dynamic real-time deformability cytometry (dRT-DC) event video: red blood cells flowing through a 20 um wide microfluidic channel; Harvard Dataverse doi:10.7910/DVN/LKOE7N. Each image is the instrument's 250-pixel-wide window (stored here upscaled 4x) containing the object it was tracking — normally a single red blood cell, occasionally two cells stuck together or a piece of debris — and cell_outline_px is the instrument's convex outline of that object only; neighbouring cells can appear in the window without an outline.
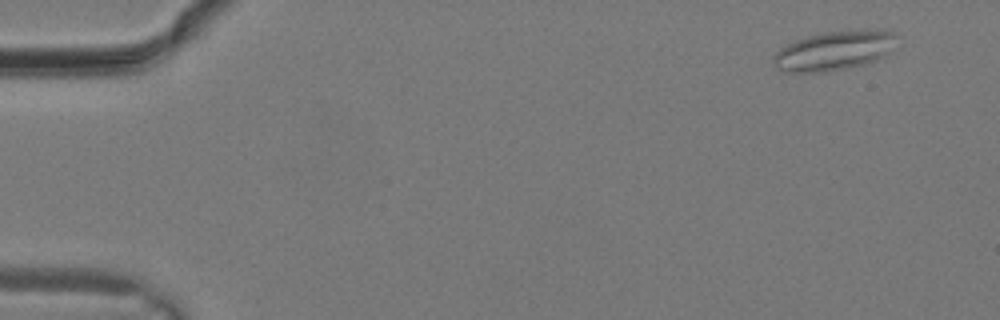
{"species": "common noctule bat (a hibernating species)", "species_latin": "Nyctalus noctula", "temperature_condition": "warm", "stored_images_in_passage": 31, "camera_frame_rate_fps": 3000, "um_per_image_px": 0.085, "animal": {"sex": "male", "body_mass_g": 19.2, "forearm_length_mm": 51.8}, "frame": {"image": 1, "passage_image": 3, "time_ms": 0.667, "image_size_px": [1000, 320], "cell_outline_px": [[896, 32], [892, 52], [876, 60], [864, 64], [828, 72], [780, 72], [776, 68], [772, 60], [772, 56], [780, 48], [796, 40], [808, 36], [824, 32], [880, 28], [888, 28]], "centroid_in_image_um": [70.94, 4.29], "position_along_channel_um": 14.1, "area_um2": 28.78}}
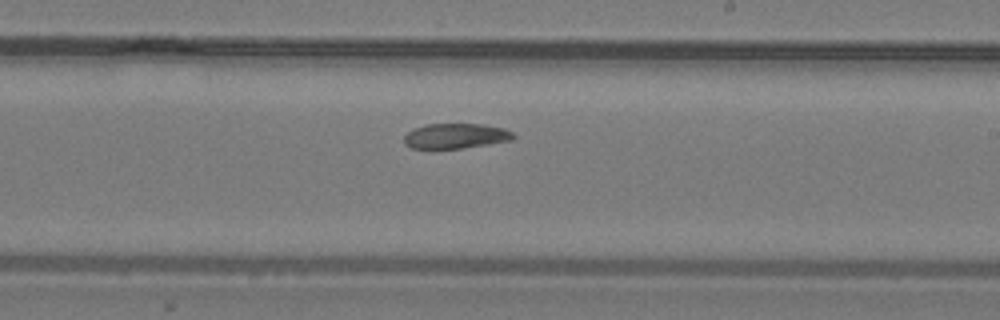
{"frame": {"image": 2, "passage_image": 19, "time_ms": 6.0, "image_size_px": [1000, 320], "cell_outline_px": [[516, 136], [512, 140], [488, 144], [460, 148], [412, 148], [404, 144], [404, 136], [412, 128], [424, 124], [484, 124], [504, 128], [512, 132]], "centroid_in_image_um": [38.72, 11.54], "position_along_channel_um": 250.3, "area_um2": 16.01}}
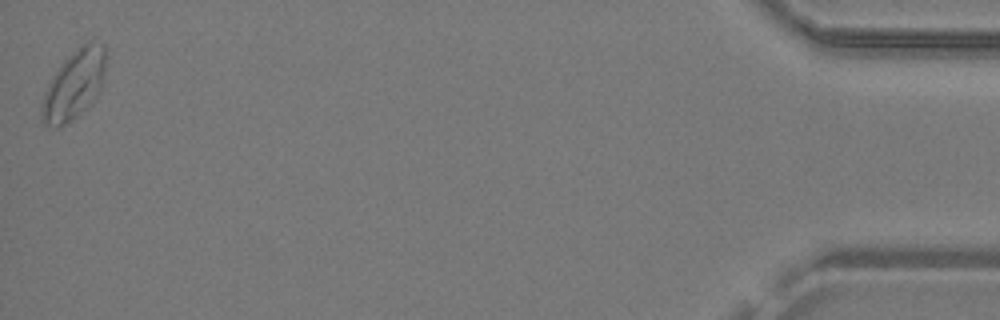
{"frame": {"image": 3, "passage_image": 31, "time_ms": 10.0, "image_size_px": [1000, 320], "cell_outline_px": [[108, 48], [104, 80], [100, 92], [88, 108], [68, 124], [60, 128], [56, 128], [44, 124], [40, 120], [40, 104], [44, 92], [52, 76], [60, 64], [72, 52], [88, 40], [104, 44]], "centroid_in_image_um": [6.32, 7.22], "position_along_channel_um": 428.9, "area_um2": 26.93}}